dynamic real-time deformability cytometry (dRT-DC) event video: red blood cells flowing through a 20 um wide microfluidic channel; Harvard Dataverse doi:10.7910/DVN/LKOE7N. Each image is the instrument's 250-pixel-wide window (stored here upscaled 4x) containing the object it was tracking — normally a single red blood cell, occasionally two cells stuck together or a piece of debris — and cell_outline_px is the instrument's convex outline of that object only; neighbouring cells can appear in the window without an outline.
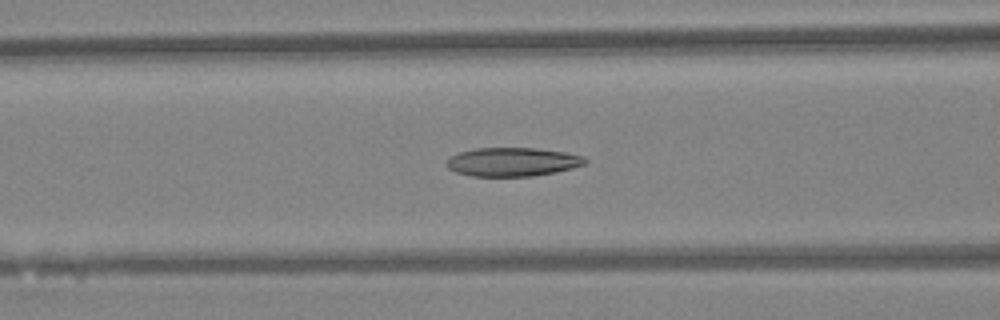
{"species": "Egyptian fruit bat (a non-hibernating species)", "species_latin": "Rousettus aegyptiacus", "temperature_condition": "warm", "stored_images_in_passage": 45, "camera_frame_rate_fps": 3000, "um_per_image_px": 0.085, "animal": {"sex": "female"}, "frame": {"image": 1, "passage_image": 17, "time_ms": 5.333, "image_size_px": [1000, 320], "cell_outline_px": [[588, 164], [556, 172], [532, 176], [472, 176], [456, 172], [448, 168], [448, 160], [452, 156], [460, 152], [476, 148], [536, 148], [564, 152], [584, 156], [588, 160]], "centroid_in_image_um": [43.63, 13.76], "position_along_channel_um": 123.0, "area_um2": 23.12}}
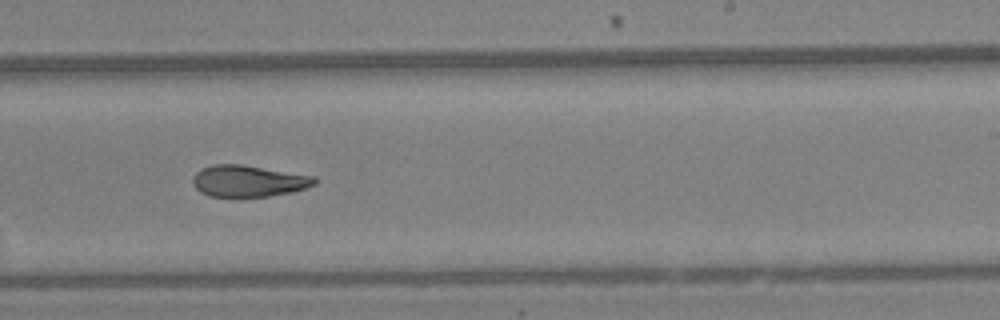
{"frame": {"image": 2, "passage_image": 27, "time_ms": 8.667, "image_size_px": [1000, 320], "cell_outline_px": [[316, 184], [292, 192], [268, 196], [208, 196], [200, 192], [192, 184], [192, 176], [200, 168], [212, 164], [240, 164], [316, 176]], "centroid_in_image_um": [21.08, 15.37], "position_along_channel_um": 267.9, "area_um2": 22.43}}
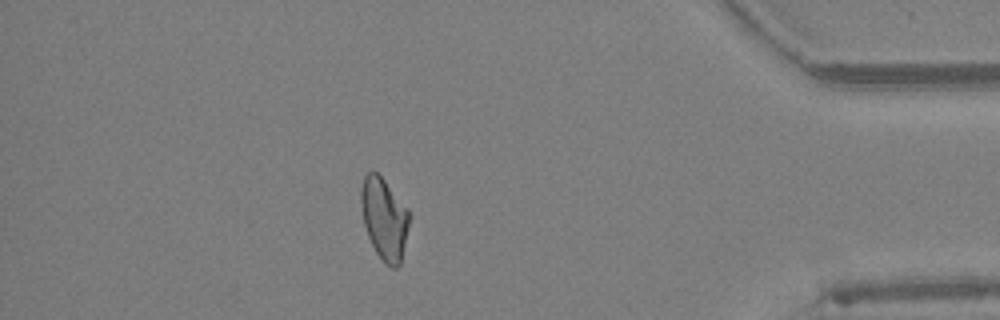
{"frame": {"image": 3, "passage_image": 39, "time_ms": 12.667, "image_size_px": [1000, 320], "cell_outline_px": [[408, 224], [400, 264], [396, 268], [392, 268], [384, 264], [376, 252], [368, 236], [364, 224], [360, 204], [360, 188], [364, 176], [368, 172], [376, 172], [384, 180], [408, 208]], "centroid_in_image_um": [32.63, 18.58], "position_along_channel_um": 402.6, "area_um2": 22.72}, "authors_computed_cell_mechanics": {"area_um2": 23.3512, "velocity_mm_per_s": 4.3812, "shape_relaxation_time_tau1_ms": null, "shape_relaxation_time_tau2_ms": 3.2785, "deformation_change_tau1": null, "deformation_change_tau2": 0.1044}}